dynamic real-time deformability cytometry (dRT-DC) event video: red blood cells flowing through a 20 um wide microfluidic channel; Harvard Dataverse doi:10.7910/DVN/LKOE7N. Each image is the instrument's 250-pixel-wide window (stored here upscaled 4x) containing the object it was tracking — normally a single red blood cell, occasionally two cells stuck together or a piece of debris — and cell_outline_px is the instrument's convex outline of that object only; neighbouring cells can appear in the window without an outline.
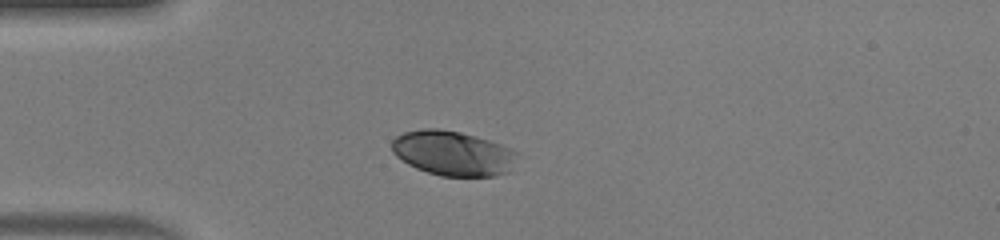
{"species": "human", "species_latin": "Homo sapiens", "temperature_condition": "warm", "stored_images_in_passage": 37, "camera_frame_rate_fps": 3000, "um_per_image_px": 0.085, "donor": {"sex": "male"}, "frame": {"image": 1, "passage_image": 1, "time_ms": 0.0, "image_size_px": [1000, 240], "cell_outline_px": [[520, 152], [508, 172], [496, 176], [440, 176], [416, 168], [408, 164], [396, 156], [392, 152], [392, 140], [396, 136], [404, 132], [424, 128], [440, 128], [460, 132], [476, 136], [500, 144]], "centroid_in_image_um": [38.49, 13.02], "position_along_channel_um": 46.5, "area_um2": 32.83}}
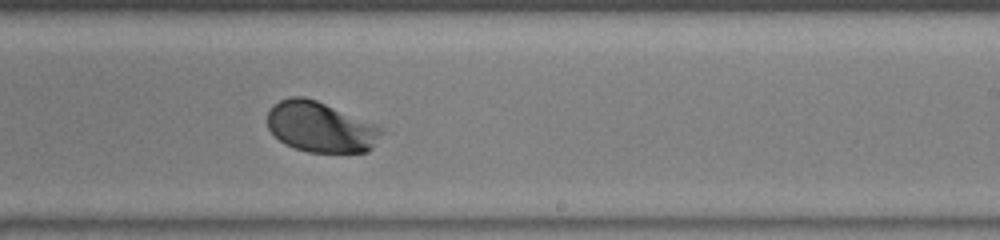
{"frame": {"image": 2, "passage_image": 18, "time_ms": 5.667, "image_size_px": [1000, 240], "cell_outline_px": [[388, 132], [368, 152], [308, 152], [284, 144], [268, 128], [268, 112], [272, 104], [288, 96], [304, 96], [316, 100], [380, 124]], "centroid_in_image_um": [27.34, 10.78], "position_along_channel_um": 261.7, "area_um2": 34.33}}
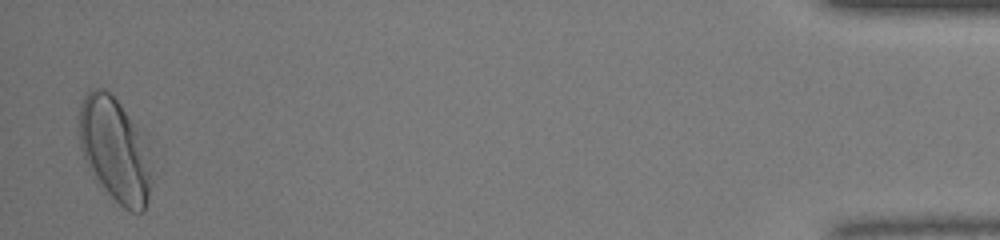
{"frame": {"image": 3, "passage_image": 36, "time_ms": 11.667, "image_size_px": [1000, 240], "cell_outline_px": [[152, 180], [148, 200], [144, 212], [132, 212], [124, 208], [96, 180], [88, 168], [80, 148], [80, 104], [84, 96], [92, 88], [104, 88], [120, 104], [132, 124], [136, 132]], "centroid_in_image_um": [9.67, 12.78], "position_along_channel_um": 425.5, "area_um2": 41.85}, "authors_computed_cell_mechanics": {"area_um2": 34.3332, "velocity_mm_per_s": 4.1717, "shape_relaxation_time_tau1_ms": 1.5006, "shape_relaxation_time_tau2_ms": null, "deformation_change_tau1": 0.1235, "deformation_change_tau2": null}}